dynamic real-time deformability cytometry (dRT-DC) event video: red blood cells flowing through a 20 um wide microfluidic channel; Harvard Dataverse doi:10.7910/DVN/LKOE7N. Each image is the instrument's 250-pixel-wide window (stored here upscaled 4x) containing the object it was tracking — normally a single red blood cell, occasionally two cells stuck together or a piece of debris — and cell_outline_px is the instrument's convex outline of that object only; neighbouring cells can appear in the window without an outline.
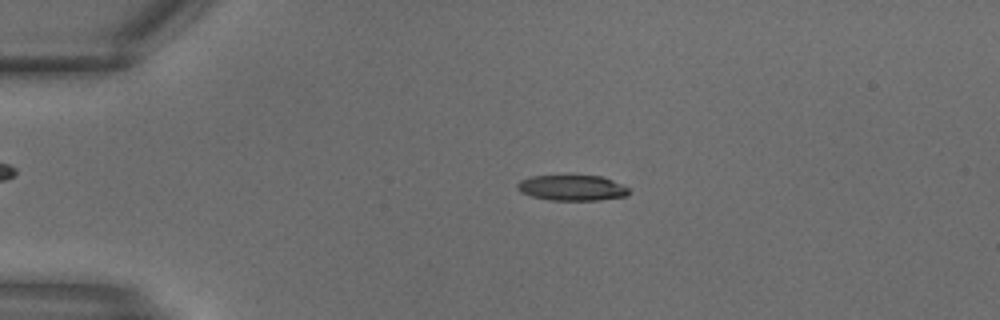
{"species": "common noctule bat (a hibernating species)", "species_latin": "Nyctalus noctula", "temperature_condition": "warm", "stored_images_in_passage": 16, "camera_frame_rate_fps": 3000, "um_per_image_px": 0.085, "animal": {"sex": "male", "body_mass_g": 18.8}, "frame": {"image": 1, "passage_image": 6, "time_ms": 1.667, "image_size_px": [1000, 320], "cell_outline_px": [[628, 196], [600, 200], [548, 200], [532, 196], [520, 192], [516, 188], [516, 184], [520, 180], [532, 176], [600, 176], [612, 180], [628, 188]], "centroid_in_image_um": [48.59, 15.97], "position_along_channel_um": 36.4, "area_um2": 16.53}}
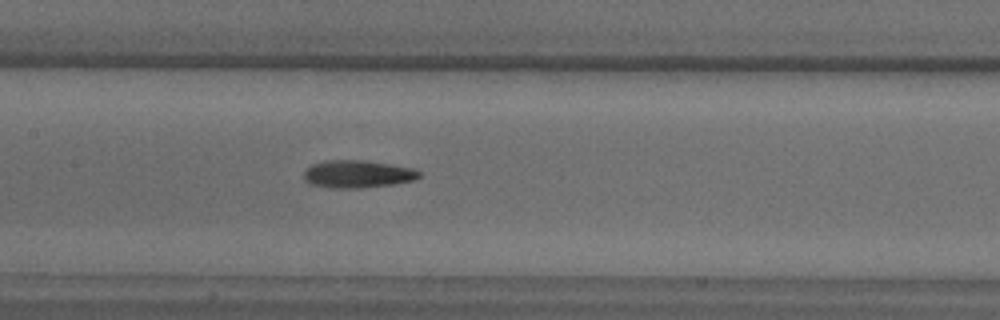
{"frame": {"image": 2, "passage_image": 14, "time_ms": 4.333, "image_size_px": [1000, 320], "cell_outline_px": [[420, 176], [416, 180], [392, 184], [360, 188], [328, 188], [312, 184], [304, 180], [304, 172], [312, 164], [328, 160], [364, 160], [412, 168], [420, 172]], "centroid_in_image_um": [30.38, 14.8], "position_along_channel_um": 177.0, "area_um2": 18.44}}
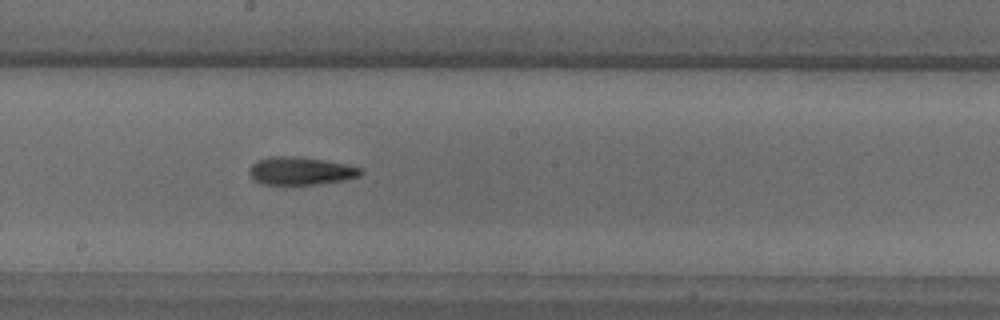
{"frame": {"image": 3, "passage_image": 16, "time_ms": 5.0, "image_size_px": [1000, 320], "cell_outline_px": [[364, 172], [360, 176], [344, 180], [316, 184], [260, 184], [248, 172], [252, 164], [256, 160], [268, 156], [296, 156], [344, 164], [364, 168]], "centroid_in_image_um": [25.55, 14.52], "position_along_channel_um": 222.6, "area_um2": 18.03}}